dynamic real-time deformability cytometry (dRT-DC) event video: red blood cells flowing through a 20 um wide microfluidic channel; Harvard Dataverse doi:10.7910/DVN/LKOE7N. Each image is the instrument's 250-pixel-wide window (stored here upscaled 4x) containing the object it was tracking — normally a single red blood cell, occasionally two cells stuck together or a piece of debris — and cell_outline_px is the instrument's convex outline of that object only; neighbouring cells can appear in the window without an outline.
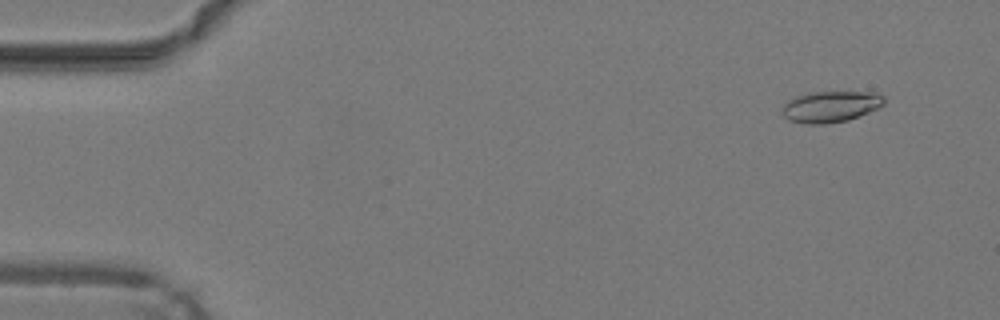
{"species": "common noctule bat (a hibernating species)", "species_latin": "Nyctalus noctula", "temperature_condition": "warm", "stored_images_in_passage": 49, "camera_frame_rate_fps": 3000, "um_per_image_px": 0.085, "animal": {"sex": "male", "body_mass_g": 19.2, "forearm_length_mm": 51.8}, "frame": {"image": 1, "passage_image": 4, "time_ms": 1.0, "image_size_px": [1000, 320], "cell_outline_px": [[884, 104], [868, 112], [848, 120], [824, 124], [804, 124], [792, 120], [784, 116], [784, 104], [792, 96], [808, 92], [876, 92], [884, 96]], "centroid_in_image_um": [70.6, 9.04], "position_along_channel_um": 14.4, "area_um2": 18.44}}
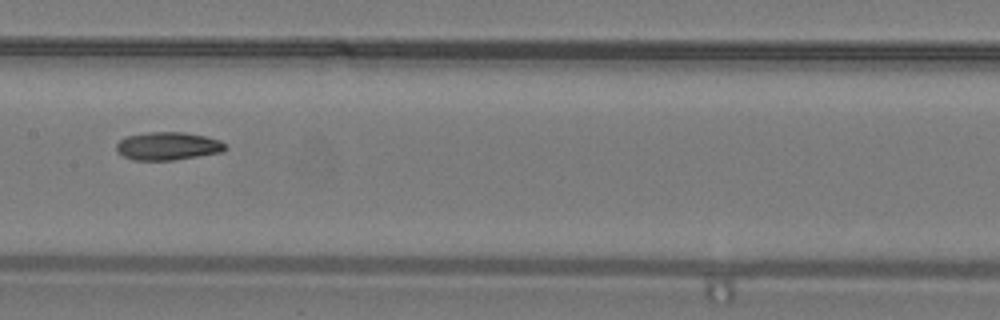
{"frame": {"image": 2, "passage_image": 25, "time_ms": 8.0, "image_size_px": [1000, 320], "cell_outline_px": [[228, 148], [224, 152], [172, 160], [132, 160], [124, 156], [116, 148], [116, 144], [120, 140], [128, 136], [148, 132], [184, 132], [204, 136], [220, 140], [228, 144]], "centroid_in_image_um": [14.33, 12.41], "position_along_channel_um": 193.1, "area_um2": 17.8}}
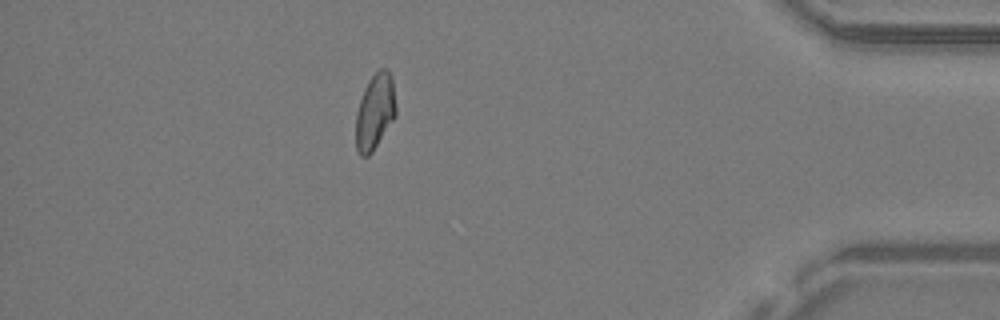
{"frame": {"image": 3, "passage_image": 43, "time_ms": 14.0, "image_size_px": [1000, 320], "cell_outline_px": [[396, 116], [372, 152], [368, 156], [360, 156], [356, 148], [356, 112], [364, 88], [368, 80], [380, 68], [388, 68], [392, 76], [396, 108]], "centroid_in_image_um": [31.88, 9.47], "position_along_channel_um": 403.3, "area_um2": 17.8}, "authors_computed_cell_mechanics": {"area_um2": 17.918, "velocity_mm_per_s": 4.2594, "shape_relaxation_time_tau1_ms": null, "shape_relaxation_time_tau2_ms": 5.0003, "deformation_change_tau1": null, "deformation_change_tau2": 0.1141}}